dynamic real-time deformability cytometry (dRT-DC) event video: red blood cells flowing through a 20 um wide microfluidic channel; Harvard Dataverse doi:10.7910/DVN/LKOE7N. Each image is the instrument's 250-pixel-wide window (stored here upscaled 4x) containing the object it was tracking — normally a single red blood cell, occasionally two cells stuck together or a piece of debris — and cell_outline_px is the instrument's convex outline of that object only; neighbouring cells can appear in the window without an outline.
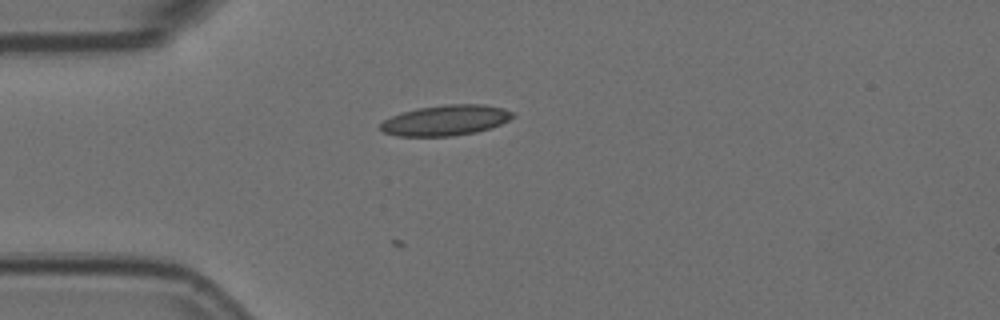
{"species": "Egyptian fruit bat (a non-hibernating species)", "species_latin": "Rousettus aegyptiacus", "temperature_condition": "room temperature", "stored_images_in_passage": 21, "camera_frame_rate_fps": 3000, "um_per_image_px": 0.085, "animal": {"sex": "female"}, "frame": {"image": 1, "passage_image": 1, "time_ms": 0.0, "image_size_px": [1000, 320], "cell_outline_px": [[516, 116], [500, 124], [476, 132], [452, 136], [396, 136], [384, 132], [380, 128], [380, 124], [384, 120], [392, 116], [404, 112], [420, 108], [448, 104], [484, 104], [504, 108], [512, 112]], "centroid_in_image_um": [37.9, 10.22], "position_along_channel_um": 47.1, "area_um2": 23.29}}
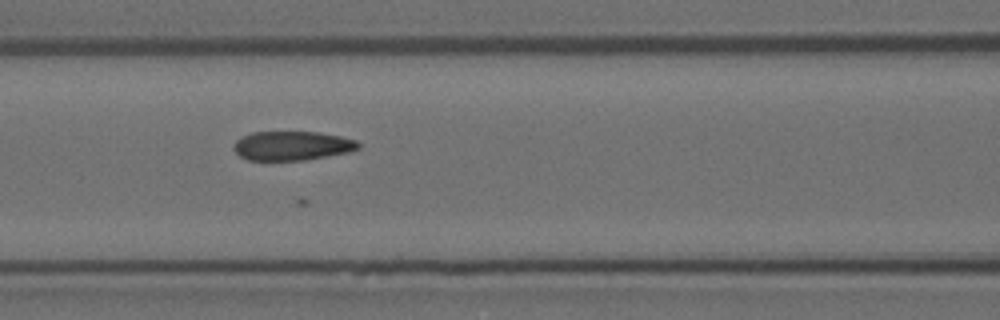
{"frame": {"image": 2, "passage_image": 10, "time_ms": 3.0, "image_size_px": [1000, 320], "cell_outline_px": [[360, 148], [348, 152], [304, 160], [248, 160], [240, 156], [232, 148], [236, 140], [240, 136], [252, 132], [316, 132], [340, 136], [356, 140], [360, 144]], "centroid_in_image_um": [24.8, 12.38], "position_along_channel_um": 141.8, "area_um2": 21.15}}
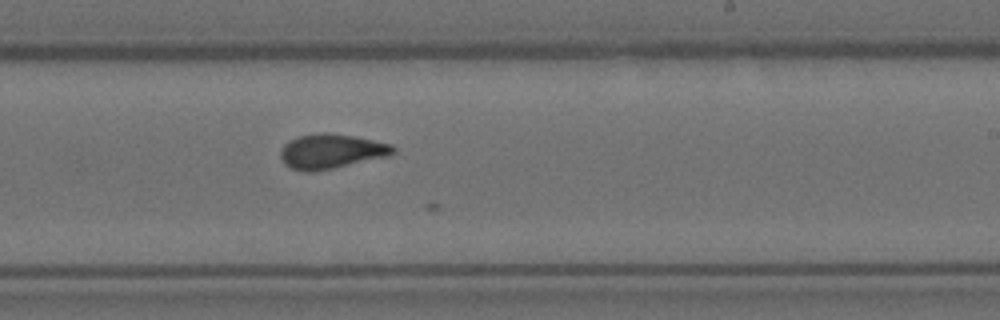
{"frame": {"image": 3, "passage_image": 20, "time_ms": 6.333, "image_size_px": [1000, 320], "cell_outline_px": [[396, 152], [388, 156], [332, 168], [312, 172], [304, 172], [292, 168], [284, 164], [280, 156], [280, 148], [284, 144], [300, 136], [324, 132], [328, 132], [352, 136], [392, 144], [396, 148]], "centroid_in_image_um": [28.15, 12.86], "position_along_channel_um": 260.9, "area_um2": 22.54}}